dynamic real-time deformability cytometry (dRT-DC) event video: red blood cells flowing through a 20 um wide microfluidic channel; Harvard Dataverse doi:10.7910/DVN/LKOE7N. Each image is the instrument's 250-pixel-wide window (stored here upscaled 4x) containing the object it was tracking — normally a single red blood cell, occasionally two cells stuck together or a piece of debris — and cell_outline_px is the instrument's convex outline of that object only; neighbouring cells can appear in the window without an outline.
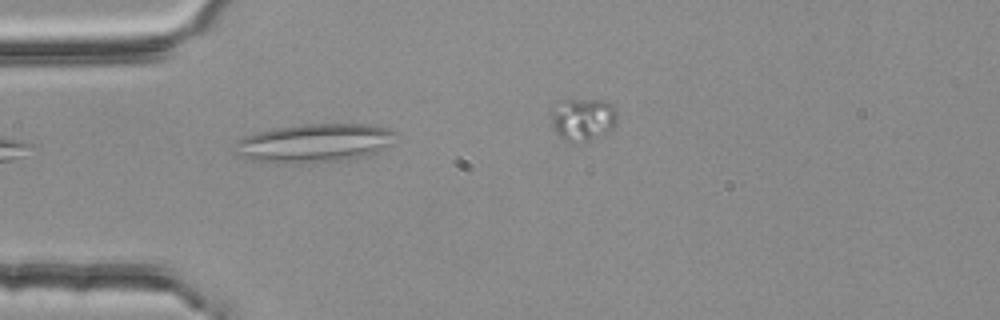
{"species": "common noctule bat (a hibernating species)", "species_latin": "Nyctalus noctula", "temperature_condition": "room temperature", "stored_images_in_passage": 5, "camera_frame_rate_fps": 3000, "um_per_image_px": 0.085, "animal": {"sex": "female", "body_mass_g": 25.1}, "frame": {"image": 1, "passage_image": 4, "time_ms": 1.0, "image_size_px": [1000, 320], "cell_outline_px": [[400, 132], [392, 144], [376, 152], [364, 156], [340, 160], [300, 164], [284, 164], [252, 160], [240, 156], [232, 152], [236, 140], [252, 132], [276, 128], [304, 124], [368, 124], [388, 128]], "centroid_in_image_um": [26.7, 12.16], "position_along_channel_um": 58.3, "area_um2": 36.88}}